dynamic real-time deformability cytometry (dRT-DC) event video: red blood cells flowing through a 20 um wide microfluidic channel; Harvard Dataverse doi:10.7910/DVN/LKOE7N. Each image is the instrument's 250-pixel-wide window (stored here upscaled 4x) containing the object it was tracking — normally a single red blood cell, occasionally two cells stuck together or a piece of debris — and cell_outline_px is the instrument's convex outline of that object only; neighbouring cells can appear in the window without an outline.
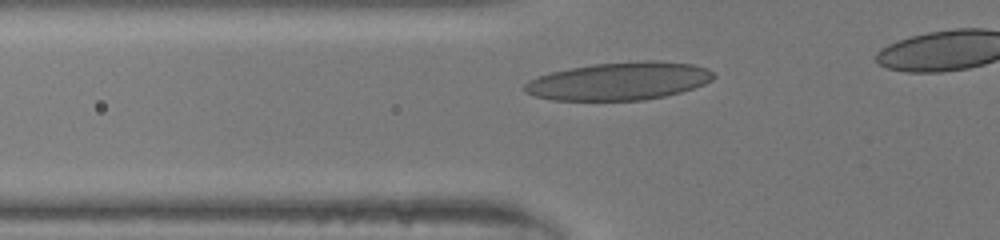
{"species": "human", "species_latin": "Homo sapiens", "temperature_condition": "room temperature", "stored_images_in_passage": 31, "camera_frame_rate_fps": 3000, "um_per_image_px": 0.085, "donor": {"sex": "male"}, "frame": {"image": 1, "passage_image": 6, "time_ms": 1.667, "image_size_px": [1000, 240], "cell_outline_px": [[716, 76], [712, 80], [704, 84], [680, 92], [664, 96], [644, 100], [552, 100], [536, 96], [524, 92], [524, 84], [528, 80], [552, 72], [568, 68], [596, 64], [644, 60], [652, 60], [692, 64], [708, 68]], "centroid_in_image_um": [52.63, 6.89], "position_along_channel_um": 73.2, "area_um2": 41.56}}
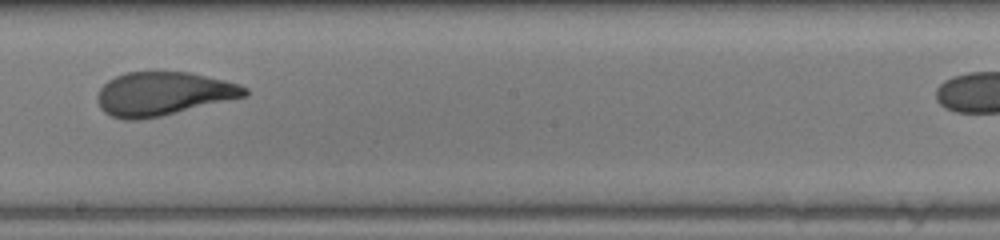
{"frame": {"image": 2, "passage_image": 17, "time_ms": 5.333, "image_size_px": [1000, 240], "cell_outline_px": [[248, 96], [160, 116], [140, 120], [124, 120], [112, 116], [104, 112], [100, 108], [96, 100], [96, 96], [100, 88], [108, 80], [124, 72], [192, 72], [240, 84], [248, 88]], "centroid_in_image_um": [13.86, 7.97], "position_along_channel_um": 234.3, "area_um2": 37.63}}
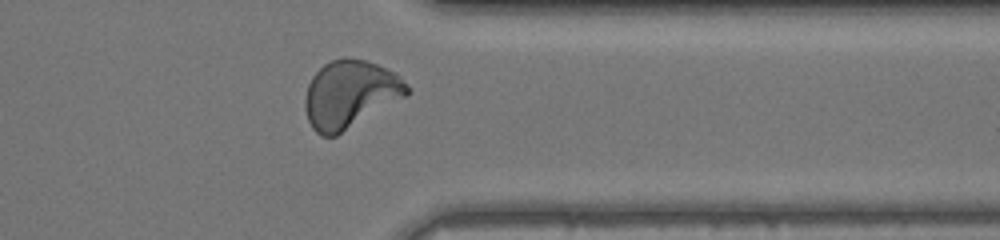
{"frame": {"image": 3, "passage_image": 27, "time_ms": 8.667, "image_size_px": [1000, 240], "cell_outline_px": [[412, 92], [408, 96], [336, 136], [320, 136], [312, 128], [308, 120], [304, 108], [304, 100], [308, 84], [312, 76], [324, 64], [332, 60], [344, 56], [348, 56], [364, 60], [376, 64], [396, 72]], "centroid_in_image_um": [29.76, 8.01], "position_along_channel_um": 381.6, "area_um2": 40.63}}